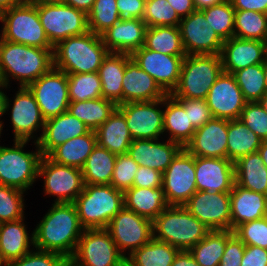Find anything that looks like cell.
Instances as JSON below:
<instances>
[{"instance_id":"63","label":"cell","mask_w":267,"mask_h":266,"mask_svg":"<svg viewBox=\"0 0 267 266\" xmlns=\"http://www.w3.org/2000/svg\"><path fill=\"white\" fill-rule=\"evenodd\" d=\"M225 0H193V4L196 10H203L213 5L220 4Z\"/></svg>"},{"instance_id":"23","label":"cell","mask_w":267,"mask_h":266,"mask_svg":"<svg viewBox=\"0 0 267 266\" xmlns=\"http://www.w3.org/2000/svg\"><path fill=\"white\" fill-rule=\"evenodd\" d=\"M134 139L127 154L139 165L163 173L183 147L170 140Z\"/></svg>"},{"instance_id":"58","label":"cell","mask_w":267,"mask_h":266,"mask_svg":"<svg viewBox=\"0 0 267 266\" xmlns=\"http://www.w3.org/2000/svg\"><path fill=\"white\" fill-rule=\"evenodd\" d=\"M235 10H252L267 14V0H230Z\"/></svg>"},{"instance_id":"43","label":"cell","mask_w":267,"mask_h":266,"mask_svg":"<svg viewBox=\"0 0 267 266\" xmlns=\"http://www.w3.org/2000/svg\"><path fill=\"white\" fill-rule=\"evenodd\" d=\"M233 76L247 102L259 101L267 92L263 63L240 69Z\"/></svg>"},{"instance_id":"3","label":"cell","mask_w":267,"mask_h":266,"mask_svg":"<svg viewBox=\"0 0 267 266\" xmlns=\"http://www.w3.org/2000/svg\"><path fill=\"white\" fill-rule=\"evenodd\" d=\"M108 53L101 35L88 31L61 40L54 46V67L67 74L98 72Z\"/></svg>"},{"instance_id":"5","label":"cell","mask_w":267,"mask_h":266,"mask_svg":"<svg viewBox=\"0 0 267 266\" xmlns=\"http://www.w3.org/2000/svg\"><path fill=\"white\" fill-rule=\"evenodd\" d=\"M74 205L84 229H105L124 207V194L110 184L84 185Z\"/></svg>"},{"instance_id":"10","label":"cell","mask_w":267,"mask_h":266,"mask_svg":"<svg viewBox=\"0 0 267 266\" xmlns=\"http://www.w3.org/2000/svg\"><path fill=\"white\" fill-rule=\"evenodd\" d=\"M36 7L40 23L53 46L68 37L83 35L89 31L87 14L72 6L47 3Z\"/></svg>"},{"instance_id":"14","label":"cell","mask_w":267,"mask_h":266,"mask_svg":"<svg viewBox=\"0 0 267 266\" xmlns=\"http://www.w3.org/2000/svg\"><path fill=\"white\" fill-rule=\"evenodd\" d=\"M45 120L67 111L70 103L67 73L53 67L27 86Z\"/></svg>"},{"instance_id":"56","label":"cell","mask_w":267,"mask_h":266,"mask_svg":"<svg viewBox=\"0 0 267 266\" xmlns=\"http://www.w3.org/2000/svg\"><path fill=\"white\" fill-rule=\"evenodd\" d=\"M146 0H116L121 18H138L142 20Z\"/></svg>"},{"instance_id":"4","label":"cell","mask_w":267,"mask_h":266,"mask_svg":"<svg viewBox=\"0 0 267 266\" xmlns=\"http://www.w3.org/2000/svg\"><path fill=\"white\" fill-rule=\"evenodd\" d=\"M210 229L184 206L169 205L153 220V238L189 251Z\"/></svg>"},{"instance_id":"68","label":"cell","mask_w":267,"mask_h":266,"mask_svg":"<svg viewBox=\"0 0 267 266\" xmlns=\"http://www.w3.org/2000/svg\"><path fill=\"white\" fill-rule=\"evenodd\" d=\"M263 71H264L265 82H266V90H267V61L266 60L263 63Z\"/></svg>"},{"instance_id":"20","label":"cell","mask_w":267,"mask_h":266,"mask_svg":"<svg viewBox=\"0 0 267 266\" xmlns=\"http://www.w3.org/2000/svg\"><path fill=\"white\" fill-rule=\"evenodd\" d=\"M11 108L10 120L14 130V140L30 141L36 130L42 129L43 132L45 119L28 87L19 88Z\"/></svg>"},{"instance_id":"41","label":"cell","mask_w":267,"mask_h":266,"mask_svg":"<svg viewBox=\"0 0 267 266\" xmlns=\"http://www.w3.org/2000/svg\"><path fill=\"white\" fill-rule=\"evenodd\" d=\"M226 247V230H210L189 252L200 266H219Z\"/></svg>"},{"instance_id":"17","label":"cell","mask_w":267,"mask_h":266,"mask_svg":"<svg viewBox=\"0 0 267 266\" xmlns=\"http://www.w3.org/2000/svg\"><path fill=\"white\" fill-rule=\"evenodd\" d=\"M183 206L210 230H231L230 193L196 191Z\"/></svg>"},{"instance_id":"1","label":"cell","mask_w":267,"mask_h":266,"mask_svg":"<svg viewBox=\"0 0 267 266\" xmlns=\"http://www.w3.org/2000/svg\"><path fill=\"white\" fill-rule=\"evenodd\" d=\"M34 229V246L70 260L84 232L74 203H55Z\"/></svg>"},{"instance_id":"40","label":"cell","mask_w":267,"mask_h":266,"mask_svg":"<svg viewBox=\"0 0 267 266\" xmlns=\"http://www.w3.org/2000/svg\"><path fill=\"white\" fill-rule=\"evenodd\" d=\"M144 47L171 56H186L179 26L147 27Z\"/></svg>"},{"instance_id":"16","label":"cell","mask_w":267,"mask_h":266,"mask_svg":"<svg viewBox=\"0 0 267 266\" xmlns=\"http://www.w3.org/2000/svg\"><path fill=\"white\" fill-rule=\"evenodd\" d=\"M179 29L186 55L220 54L224 41L206 21L201 10L181 18Z\"/></svg>"},{"instance_id":"2","label":"cell","mask_w":267,"mask_h":266,"mask_svg":"<svg viewBox=\"0 0 267 266\" xmlns=\"http://www.w3.org/2000/svg\"><path fill=\"white\" fill-rule=\"evenodd\" d=\"M54 48H39L0 38V76L8 87L9 78L27 87L54 67ZM10 75V76H9Z\"/></svg>"},{"instance_id":"60","label":"cell","mask_w":267,"mask_h":266,"mask_svg":"<svg viewBox=\"0 0 267 266\" xmlns=\"http://www.w3.org/2000/svg\"><path fill=\"white\" fill-rule=\"evenodd\" d=\"M171 266H200L192 254L186 250H180L175 256Z\"/></svg>"},{"instance_id":"21","label":"cell","mask_w":267,"mask_h":266,"mask_svg":"<svg viewBox=\"0 0 267 266\" xmlns=\"http://www.w3.org/2000/svg\"><path fill=\"white\" fill-rule=\"evenodd\" d=\"M197 191L230 193L235 184L234 163L225 158L195 157Z\"/></svg>"},{"instance_id":"37","label":"cell","mask_w":267,"mask_h":266,"mask_svg":"<svg viewBox=\"0 0 267 266\" xmlns=\"http://www.w3.org/2000/svg\"><path fill=\"white\" fill-rule=\"evenodd\" d=\"M227 159L235 163L239 158L258 152L262 140L240 120H228Z\"/></svg>"},{"instance_id":"19","label":"cell","mask_w":267,"mask_h":266,"mask_svg":"<svg viewBox=\"0 0 267 266\" xmlns=\"http://www.w3.org/2000/svg\"><path fill=\"white\" fill-rule=\"evenodd\" d=\"M205 100L214 118L226 120L239 119L247 102L233 74L224 71L210 88Z\"/></svg>"},{"instance_id":"9","label":"cell","mask_w":267,"mask_h":266,"mask_svg":"<svg viewBox=\"0 0 267 266\" xmlns=\"http://www.w3.org/2000/svg\"><path fill=\"white\" fill-rule=\"evenodd\" d=\"M69 263L72 266H126V257L106 229H85Z\"/></svg>"},{"instance_id":"64","label":"cell","mask_w":267,"mask_h":266,"mask_svg":"<svg viewBox=\"0 0 267 266\" xmlns=\"http://www.w3.org/2000/svg\"><path fill=\"white\" fill-rule=\"evenodd\" d=\"M26 0H0V12L11 9L12 7L21 5Z\"/></svg>"},{"instance_id":"47","label":"cell","mask_w":267,"mask_h":266,"mask_svg":"<svg viewBox=\"0 0 267 266\" xmlns=\"http://www.w3.org/2000/svg\"><path fill=\"white\" fill-rule=\"evenodd\" d=\"M142 20L147 27L179 26L181 18L167 0H146Z\"/></svg>"},{"instance_id":"44","label":"cell","mask_w":267,"mask_h":266,"mask_svg":"<svg viewBox=\"0 0 267 266\" xmlns=\"http://www.w3.org/2000/svg\"><path fill=\"white\" fill-rule=\"evenodd\" d=\"M70 102L102 97V83L98 72L67 74Z\"/></svg>"},{"instance_id":"65","label":"cell","mask_w":267,"mask_h":266,"mask_svg":"<svg viewBox=\"0 0 267 266\" xmlns=\"http://www.w3.org/2000/svg\"><path fill=\"white\" fill-rule=\"evenodd\" d=\"M258 153L261 155L262 161L267 168V140L262 141L261 146L258 149Z\"/></svg>"},{"instance_id":"11","label":"cell","mask_w":267,"mask_h":266,"mask_svg":"<svg viewBox=\"0 0 267 266\" xmlns=\"http://www.w3.org/2000/svg\"><path fill=\"white\" fill-rule=\"evenodd\" d=\"M44 177L45 195L56 196L55 203H74L84 189L82 169L58 164L42 156L38 177Z\"/></svg>"},{"instance_id":"27","label":"cell","mask_w":267,"mask_h":266,"mask_svg":"<svg viewBox=\"0 0 267 266\" xmlns=\"http://www.w3.org/2000/svg\"><path fill=\"white\" fill-rule=\"evenodd\" d=\"M122 104L127 102L154 101L167 93L158 83L130 57L122 80Z\"/></svg>"},{"instance_id":"32","label":"cell","mask_w":267,"mask_h":266,"mask_svg":"<svg viewBox=\"0 0 267 266\" xmlns=\"http://www.w3.org/2000/svg\"><path fill=\"white\" fill-rule=\"evenodd\" d=\"M163 132H169V140L180 144L183 148L191 141L195 128L189 121L188 112L171 95L163 98Z\"/></svg>"},{"instance_id":"42","label":"cell","mask_w":267,"mask_h":266,"mask_svg":"<svg viewBox=\"0 0 267 266\" xmlns=\"http://www.w3.org/2000/svg\"><path fill=\"white\" fill-rule=\"evenodd\" d=\"M233 37L264 42L267 38V14L235 10Z\"/></svg>"},{"instance_id":"30","label":"cell","mask_w":267,"mask_h":266,"mask_svg":"<svg viewBox=\"0 0 267 266\" xmlns=\"http://www.w3.org/2000/svg\"><path fill=\"white\" fill-rule=\"evenodd\" d=\"M95 133L97 144L116 155L127 153L133 141L125 116L118 108L95 130Z\"/></svg>"},{"instance_id":"62","label":"cell","mask_w":267,"mask_h":266,"mask_svg":"<svg viewBox=\"0 0 267 266\" xmlns=\"http://www.w3.org/2000/svg\"><path fill=\"white\" fill-rule=\"evenodd\" d=\"M4 88H7L2 82H0V117L5 114L6 111H8L9 107H10V103L11 102L8 98V96L1 90H3ZM3 123L2 121H0V136H1V131L3 130Z\"/></svg>"},{"instance_id":"18","label":"cell","mask_w":267,"mask_h":266,"mask_svg":"<svg viewBox=\"0 0 267 266\" xmlns=\"http://www.w3.org/2000/svg\"><path fill=\"white\" fill-rule=\"evenodd\" d=\"M130 56L167 94H171L177 87L185 56H171L144 46Z\"/></svg>"},{"instance_id":"54","label":"cell","mask_w":267,"mask_h":266,"mask_svg":"<svg viewBox=\"0 0 267 266\" xmlns=\"http://www.w3.org/2000/svg\"><path fill=\"white\" fill-rule=\"evenodd\" d=\"M245 244L231 230H226V247L219 266H241Z\"/></svg>"},{"instance_id":"22","label":"cell","mask_w":267,"mask_h":266,"mask_svg":"<svg viewBox=\"0 0 267 266\" xmlns=\"http://www.w3.org/2000/svg\"><path fill=\"white\" fill-rule=\"evenodd\" d=\"M228 120L212 118L196 129L185 149L194 157L227 159Z\"/></svg>"},{"instance_id":"38","label":"cell","mask_w":267,"mask_h":266,"mask_svg":"<svg viewBox=\"0 0 267 266\" xmlns=\"http://www.w3.org/2000/svg\"><path fill=\"white\" fill-rule=\"evenodd\" d=\"M179 251L168 243L152 238L126 256V266H171Z\"/></svg>"},{"instance_id":"53","label":"cell","mask_w":267,"mask_h":266,"mask_svg":"<svg viewBox=\"0 0 267 266\" xmlns=\"http://www.w3.org/2000/svg\"><path fill=\"white\" fill-rule=\"evenodd\" d=\"M188 112L189 121L195 129L206 124L213 115L205 99L175 98Z\"/></svg>"},{"instance_id":"12","label":"cell","mask_w":267,"mask_h":266,"mask_svg":"<svg viewBox=\"0 0 267 266\" xmlns=\"http://www.w3.org/2000/svg\"><path fill=\"white\" fill-rule=\"evenodd\" d=\"M119 251L126 257L153 238V221L123 207L105 228Z\"/></svg>"},{"instance_id":"36","label":"cell","mask_w":267,"mask_h":266,"mask_svg":"<svg viewBox=\"0 0 267 266\" xmlns=\"http://www.w3.org/2000/svg\"><path fill=\"white\" fill-rule=\"evenodd\" d=\"M116 158V154L97 144L82 168L84 184H111Z\"/></svg>"},{"instance_id":"24","label":"cell","mask_w":267,"mask_h":266,"mask_svg":"<svg viewBox=\"0 0 267 266\" xmlns=\"http://www.w3.org/2000/svg\"><path fill=\"white\" fill-rule=\"evenodd\" d=\"M147 25L138 18H121L101 34L107 50L112 53L132 54L144 46Z\"/></svg>"},{"instance_id":"50","label":"cell","mask_w":267,"mask_h":266,"mask_svg":"<svg viewBox=\"0 0 267 266\" xmlns=\"http://www.w3.org/2000/svg\"><path fill=\"white\" fill-rule=\"evenodd\" d=\"M139 165L127 154H118L111 184L115 189L125 191L133 187Z\"/></svg>"},{"instance_id":"29","label":"cell","mask_w":267,"mask_h":266,"mask_svg":"<svg viewBox=\"0 0 267 266\" xmlns=\"http://www.w3.org/2000/svg\"><path fill=\"white\" fill-rule=\"evenodd\" d=\"M24 218L3 222L0 226V255L5 263L19 259L29 253L34 246V233L29 236Z\"/></svg>"},{"instance_id":"49","label":"cell","mask_w":267,"mask_h":266,"mask_svg":"<svg viewBox=\"0 0 267 266\" xmlns=\"http://www.w3.org/2000/svg\"><path fill=\"white\" fill-rule=\"evenodd\" d=\"M233 233L245 244L267 249V216L237 226Z\"/></svg>"},{"instance_id":"52","label":"cell","mask_w":267,"mask_h":266,"mask_svg":"<svg viewBox=\"0 0 267 266\" xmlns=\"http://www.w3.org/2000/svg\"><path fill=\"white\" fill-rule=\"evenodd\" d=\"M68 264L69 260L61 254L36 249L19 259L9 261L6 266H67Z\"/></svg>"},{"instance_id":"61","label":"cell","mask_w":267,"mask_h":266,"mask_svg":"<svg viewBox=\"0 0 267 266\" xmlns=\"http://www.w3.org/2000/svg\"><path fill=\"white\" fill-rule=\"evenodd\" d=\"M63 3L88 14L95 3V0H64Z\"/></svg>"},{"instance_id":"31","label":"cell","mask_w":267,"mask_h":266,"mask_svg":"<svg viewBox=\"0 0 267 266\" xmlns=\"http://www.w3.org/2000/svg\"><path fill=\"white\" fill-rule=\"evenodd\" d=\"M124 207L136 214L154 220L169 206L164 190L158 188L132 187L123 192Z\"/></svg>"},{"instance_id":"28","label":"cell","mask_w":267,"mask_h":266,"mask_svg":"<svg viewBox=\"0 0 267 266\" xmlns=\"http://www.w3.org/2000/svg\"><path fill=\"white\" fill-rule=\"evenodd\" d=\"M231 231L237 226L267 216V195L234 184L230 192Z\"/></svg>"},{"instance_id":"33","label":"cell","mask_w":267,"mask_h":266,"mask_svg":"<svg viewBox=\"0 0 267 266\" xmlns=\"http://www.w3.org/2000/svg\"><path fill=\"white\" fill-rule=\"evenodd\" d=\"M130 57V54L126 53L109 52L98 69L102 83V97L114 101L117 105L122 104V80L126 61Z\"/></svg>"},{"instance_id":"57","label":"cell","mask_w":267,"mask_h":266,"mask_svg":"<svg viewBox=\"0 0 267 266\" xmlns=\"http://www.w3.org/2000/svg\"><path fill=\"white\" fill-rule=\"evenodd\" d=\"M241 266H267V249L246 245Z\"/></svg>"},{"instance_id":"51","label":"cell","mask_w":267,"mask_h":266,"mask_svg":"<svg viewBox=\"0 0 267 266\" xmlns=\"http://www.w3.org/2000/svg\"><path fill=\"white\" fill-rule=\"evenodd\" d=\"M239 119L262 141L267 140V113L258 101L246 102Z\"/></svg>"},{"instance_id":"35","label":"cell","mask_w":267,"mask_h":266,"mask_svg":"<svg viewBox=\"0 0 267 266\" xmlns=\"http://www.w3.org/2000/svg\"><path fill=\"white\" fill-rule=\"evenodd\" d=\"M234 167L235 184L267 195V168L258 152L239 158L234 163Z\"/></svg>"},{"instance_id":"67","label":"cell","mask_w":267,"mask_h":266,"mask_svg":"<svg viewBox=\"0 0 267 266\" xmlns=\"http://www.w3.org/2000/svg\"><path fill=\"white\" fill-rule=\"evenodd\" d=\"M258 102L267 113V92L262 96V98Z\"/></svg>"},{"instance_id":"25","label":"cell","mask_w":267,"mask_h":266,"mask_svg":"<svg viewBox=\"0 0 267 266\" xmlns=\"http://www.w3.org/2000/svg\"><path fill=\"white\" fill-rule=\"evenodd\" d=\"M90 129L84 122L68 111L45 120L44 130L36 143L42 156H47L54 148L75 137L87 134Z\"/></svg>"},{"instance_id":"69","label":"cell","mask_w":267,"mask_h":266,"mask_svg":"<svg viewBox=\"0 0 267 266\" xmlns=\"http://www.w3.org/2000/svg\"><path fill=\"white\" fill-rule=\"evenodd\" d=\"M264 43H265V60L267 61V38L264 41Z\"/></svg>"},{"instance_id":"8","label":"cell","mask_w":267,"mask_h":266,"mask_svg":"<svg viewBox=\"0 0 267 266\" xmlns=\"http://www.w3.org/2000/svg\"><path fill=\"white\" fill-rule=\"evenodd\" d=\"M29 141L14 140V146H0V184L22 191L30 189L38 178L42 158L38 144L34 141L36 152H24Z\"/></svg>"},{"instance_id":"7","label":"cell","mask_w":267,"mask_h":266,"mask_svg":"<svg viewBox=\"0 0 267 266\" xmlns=\"http://www.w3.org/2000/svg\"><path fill=\"white\" fill-rule=\"evenodd\" d=\"M0 21L4 24L1 39L39 48H54L40 23L35 4L26 0L2 12Z\"/></svg>"},{"instance_id":"70","label":"cell","mask_w":267,"mask_h":266,"mask_svg":"<svg viewBox=\"0 0 267 266\" xmlns=\"http://www.w3.org/2000/svg\"><path fill=\"white\" fill-rule=\"evenodd\" d=\"M0 266H6V263L2 260L1 255H0Z\"/></svg>"},{"instance_id":"34","label":"cell","mask_w":267,"mask_h":266,"mask_svg":"<svg viewBox=\"0 0 267 266\" xmlns=\"http://www.w3.org/2000/svg\"><path fill=\"white\" fill-rule=\"evenodd\" d=\"M97 145L95 131L75 137L54 148L47 156L54 162L82 169L88 156Z\"/></svg>"},{"instance_id":"6","label":"cell","mask_w":267,"mask_h":266,"mask_svg":"<svg viewBox=\"0 0 267 266\" xmlns=\"http://www.w3.org/2000/svg\"><path fill=\"white\" fill-rule=\"evenodd\" d=\"M223 72L220 54L186 55L174 98L206 99L210 88Z\"/></svg>"},{"instance_id":"15","label":"cell","mask_w":267,"mask_h":266,"mask_svg":"<svg viewBox=\"0 0 267 266\" xmlns=\"http://www.w3.org/2000/svg\"><path fill=\"white\" fill-rule=\"evenodd\" d=\"M161 104H163V98L117 105L125 116L133 140L159 139L161 134L163 135V110L158 106Z\"/></svg>"},{"instance_id":"13","label":"cell","mask_w":267,"mask_h":266,"mask_svg":"<svg viewBox=\"0 0 267 266\" xmlns=\"http://www.w3.org/2000/svg\"><path fill=\"white\" fill-rule=\"evenodd\" d=\"M162 189L169 205L183 206L197 191L195 157L183 148L163 172Z\"/></svg>"},{"instance_id":"45","label":"cell","mask_w":267,"mask_h":266,"mask_svg":"<svg viewBox=\"0 0 267 266\" xmlns=\"http://www.w3.org/2000/svg\"><path fill=\"white\" fill-rule=\"evenodd\" d=\"M217 35L226 41L234 35L235 9L230 0L201 10Z\"/></svg>"},{"instance_id":"46","label":"cell","mask_w":267,"mask_h":266,"mask_svg":"<svg viewBox=\"0 0 267 266\" xmlns=\"http://www.w3.org/2000/svg\"><path fill=\"white\" fill-rule=\"evenodd\" d=\"M89 31L101 35L121 19L116 0H95L87 14Z\"/></svg>"},{"instance_id":"66","label":"cell","mask_w":267,"mask_h":266,"mask_svg":"<svg viewBox=\"0 0 267 266\" xmlns=\"http://www.w3.org/2000/svg\"><path fill=\"white\" fill-rule=\"evenodd\" d=\"M28 2L38 5L47 3H63L64 0H27Z\"/></svg>"},{"instance_id":"26","label":"cell","mask_w":267,"mask_h":266,"mask_svg":"<svg viewBox=\"0 0 267 266\" xmlns=\"http://www.w3.org/2000/svg\"><path fill=\"white\" fill-rule=\"evenodd\" d=\"M220 57L223 71L233 74L248 66L264 63L265 43L231 37L223 42Z\"/></svg>"},{"instance_id":"59","label":"cell","mask_w":267,"mask_h":266,"mask_svg":"<svg viewBox=\"0 0 267 266\" xmlns=\"http://www.w3.org/2000/svg\"><path fill=\"white\" fill-rule=\"evenodd\" d=\"M180 18L187 17L196 9L193 0H167Z\"/></svg>"},{"instance_id":"39","label":"cell","mask_w":267,"mask_h":266,"mask_svg":"<svg viewBox=\"0 0 267 266\" xmlns=\"http://www.w3.org/2000/svg\"><path fill=\"white\" fill-rule=\"evenodd\" d=\"M117 104L103 97L87 101L70 102L67 111L92 131L101 126L115 111Z\"/></svg>"},{"instance_id":"55","label":"cell","mask_w":267,"mask_h":266,"mask_svg":"<svg viewBox=\"0 0 267 266\" xmlns=\"http://www.w3.org/2000/svg\"><path fill=\"white\" fill-rule=\"evenodd\" d=\"M162 181L163 173L151 168L139 166L134 177L133 187L158 188L162 187Z\"/></svg>"},{"instance_id":"48","label":"cell","mask_w":267,"mask_h":266,"mask_svg":"<svg viewBox=\"0 0 267 266\" xmlns=\"http://www.w3.org/2000/svg\"><path fill=\"white\" fill-rule=\"evenodd\" d=\"M24 191L0 184V221H16L24 217Z\"/></svg>"}]
</instances>
